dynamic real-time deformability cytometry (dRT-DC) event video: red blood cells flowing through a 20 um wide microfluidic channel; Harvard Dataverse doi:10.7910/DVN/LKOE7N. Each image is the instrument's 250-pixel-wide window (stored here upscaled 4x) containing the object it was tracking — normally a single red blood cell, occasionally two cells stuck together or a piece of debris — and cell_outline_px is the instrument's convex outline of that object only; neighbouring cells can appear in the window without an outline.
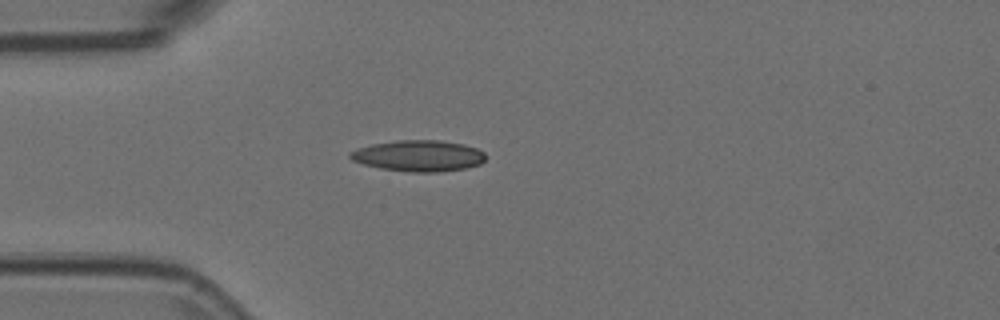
{"species": "Egyptian fruit bat (a non-hibernating species)", "species_latin": "Rousettus aegyptiacus", "temperature_condition": "room temperature", "stored_images_in_passage": 48, "camera_frame_rate_fps": 3000, "um_per_image_px": 0.085, "animal": {"sex": "female"}, "frame": {"image": 1, "passage_image": 8, "time_ms": 2.333, "image_size_px": [1000, 320], "cell_outline_px": [[484, 160], [480, 164], [464, 168], [436, 172], [412, 172], [380, 168], [364, 164], [352, 160], [348, 156], [348, 152], [372, 144], [396, 140], [440, 140], [464, 144], [476, 148], [484, 152]], "centroid_in_image_um": [35.57, 13.23], "position_along_channel_um": 49.4, "area_um2": 24.45}}
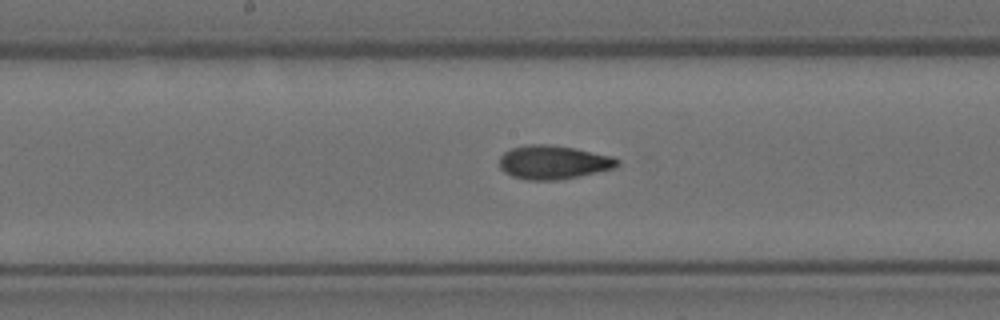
{"frame": {"image": 2, "passage_image": 21, "time_ms": 6.667, "image_size_px": [1000, 320], "cell_outline_px": [[620, 164], [616, 168], [556, 180], [524, 180], [512, 176], [504, 172], [500, 168], [500, 156], [504, 152], [512, 148], [524, 144], [548, 144], [576, 148], [612, 156], [620, 160]], "centroid_in_image_um": [47.03, 13.78], "position_along_channel_um": 201.2, "area_um2": 23.29}}
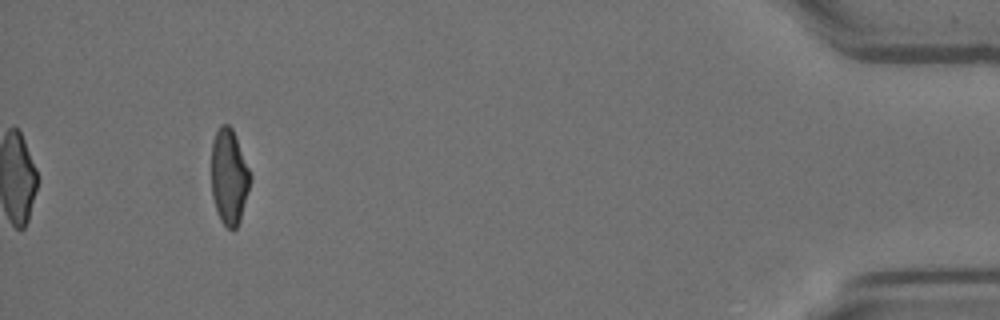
{"frame": {"image": 3, "passage_image": 44, "time_ms": 14.333, "image_size_px": [1000, 320], "cell_outline_px": [[252, 180], [240, 220], [236, 228], [232, 232], [220, 220], [212, 196], [212, 140], [220, 124], [228, 124], [232, 128], [252, 176]], "centroid_in_image_um": [19.48, 15.04], "position_along_channel_um": 415.7, "area_um2": 21.68}, "authors_computed_cell_mechanics": {"area_um2": 22.5709, "velocity_mm_per_s": 3.7364, "shape_relaxation_time_tau1_ms": 5.7123, "shape_relaxation_time_tau2_ms": 1.7567, "deformation_change_tau1": 0.1746, "deformation_change_tau2": 0.0835}}